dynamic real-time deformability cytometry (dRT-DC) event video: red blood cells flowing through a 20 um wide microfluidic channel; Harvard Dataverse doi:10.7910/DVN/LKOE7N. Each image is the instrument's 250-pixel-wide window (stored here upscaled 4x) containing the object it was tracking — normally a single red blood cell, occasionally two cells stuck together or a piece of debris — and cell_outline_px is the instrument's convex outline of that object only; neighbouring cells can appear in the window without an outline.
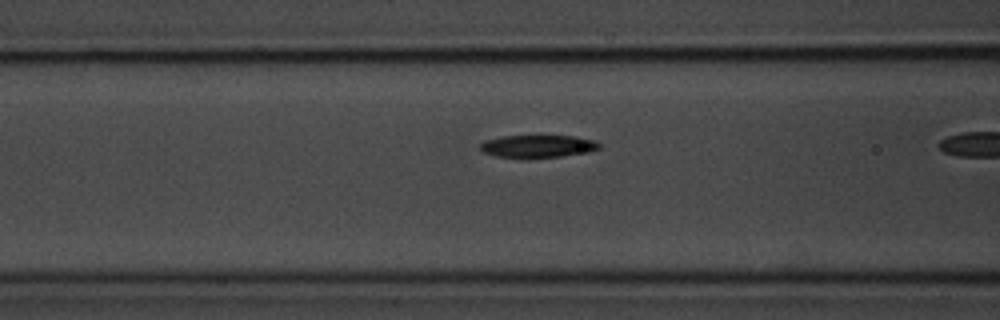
{"species": "common noctule bat (a hibernating species)", "species_latin": "Nyctalus noctula", "temperature_condition": "room temperature", "stored_images_in_passage": 32, "camera_frame_rate_fps": 3000, "um_per_image_px": 0.085, "animal": {"sex": "male", "body_mass_g": 20.1, "forearm_length_mm": 53.5}, "frame": {"image": 1, "passage_image": 19, "time_ms": 6.0, "image_size_px": [1000, 320], "cell_outline_px": [[600, 148], [588, 152], [560, 156], [528, 160], [496, 156], [484, 152], [480, 148], [480, 144], [484, 140], [504, 136], [576, 136], [596, 140], [600, 144]], "centroid_in_image_um": [45.71, 12.45], "position_along_channel_um": 120.9, "area_um2": 16.07}}